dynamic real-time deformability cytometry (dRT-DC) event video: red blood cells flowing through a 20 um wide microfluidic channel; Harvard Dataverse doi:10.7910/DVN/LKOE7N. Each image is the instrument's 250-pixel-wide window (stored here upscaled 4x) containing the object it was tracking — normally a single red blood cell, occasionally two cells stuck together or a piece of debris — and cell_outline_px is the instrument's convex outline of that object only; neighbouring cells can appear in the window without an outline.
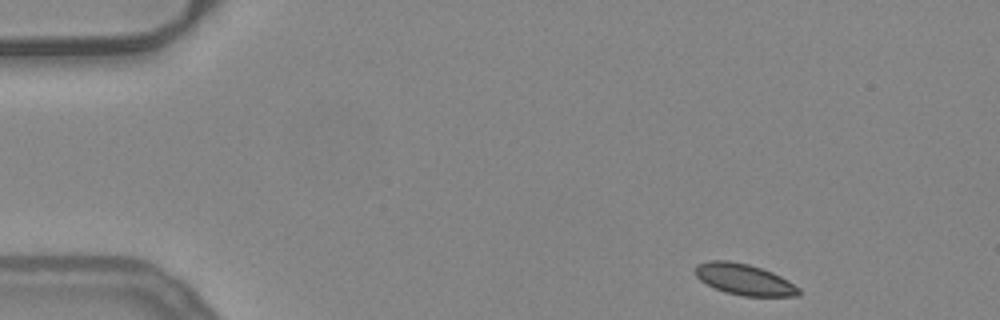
{"species": "common noctule bat (a hibernating species)", "species_latin": "Nyctalus noctula", "temperature_condition": "warm", "stored_images_in_passage": 47, "camera_frame_rate_fps": 3000, "um_per_image_px": 0.085, "animal": {"sex": "female", "body_mass_g": 24.6, "forearm_length_mm": 56.2}, "frame": {"image": 1, "passage_image": 1, "time_ms": 0.0, "image_size_px": [1000, 320], "cell_outline_px": [[800, 296], [744, 296], [724, 292], [700, 280], [692, 272], [692, 268], [696, 264], [708, 260], [728, 260], [748, 264], [772, 272], [788, 280], [800, 288]], "centroid_in_image_um": [63.22, 23.74], "position_along_channel_um": 21.8, "area_um2": 18.96}}
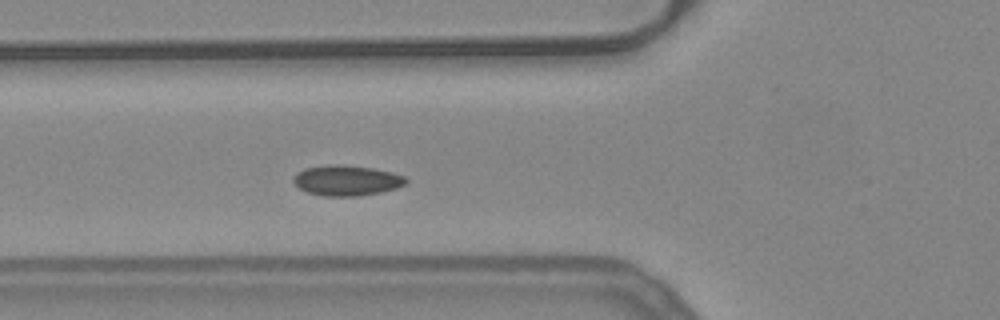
{"frame": {"image": 2, "passage_image": 14, "time_ms": 4.333, "image_size_px": [1000, 320], "cell_outline_px": [[408, 184], [396, 188], [380, 192], [356, 196], [324, 196], [308, 192], [300, 188], [292, 180], [292, 176], [296, 172], [304, 168], [328, 164], [340, 164], [372, 168], [392, 172], [404, 176], [408, 180]], "centroid_in_image_um": [29.46, 15.32], "position_along_channel_um": 96.3, "area_um2": 20.06}}
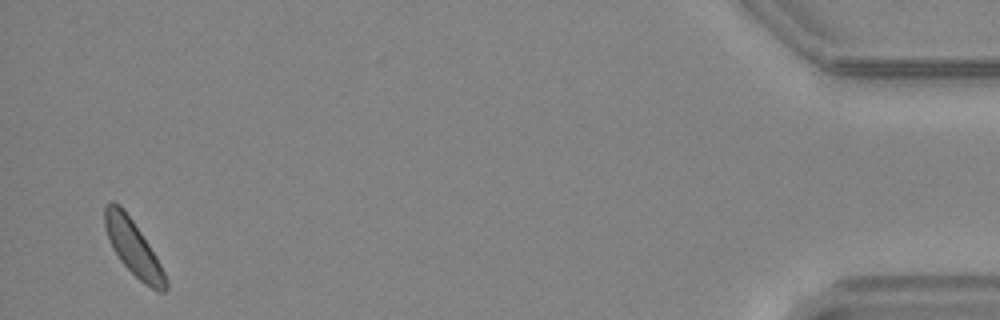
{"frame": {"image": 3, "passage_image": 46, "time_ms": 15.0, "image_size_px": [1000, 320], "cell_outline_px": [[168, 288], [164, 292], [160, 292], [144, 284], [120, 260], [112, 248], [104, 228], [104, 208], [112, 200], [120, 204], [132, 220], [156, 256], [168, 280]], "centroid_in_image_um": [11.32, 21.05], "position_along_channel_um": 423.9, "area_um2": 19.36}}